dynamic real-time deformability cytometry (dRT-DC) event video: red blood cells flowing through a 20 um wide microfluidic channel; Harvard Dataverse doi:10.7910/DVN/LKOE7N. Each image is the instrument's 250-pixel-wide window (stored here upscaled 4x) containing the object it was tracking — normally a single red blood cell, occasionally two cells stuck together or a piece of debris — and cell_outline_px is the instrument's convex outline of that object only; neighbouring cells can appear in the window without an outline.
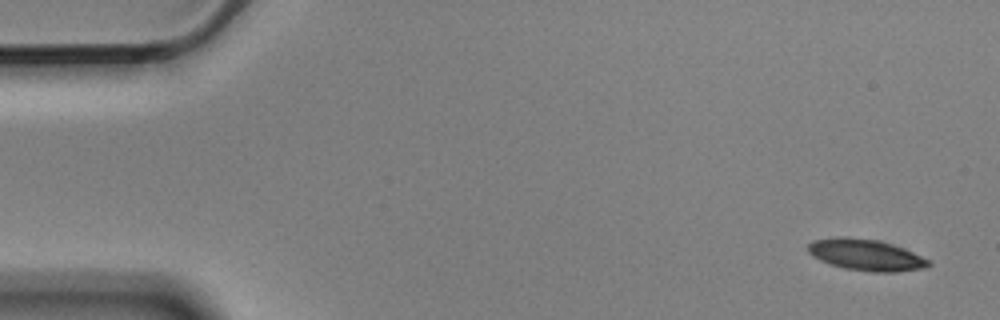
{"species": "Egyptian fruit bat (a non-hibernating species)", "species_latin": "Rousettus aegyptiacus", "temperature_condition": "cold", "stored_images_in_passage": 5, "camera_frame_rate_fps": 3000, "um_per_image_px": 0.085, "animal": {"sex": "male"}, "frame": {"image": 1, "passage_image": 1, "time_ms": 0.0, "image_size_px": [1000, 320], "cell_outline_px": [[932, 264], [928, 268], [896, 272], [872, 272], [844, 268], [820, 260], [812, 256], [808, 252], [808, 244], [812, 240], [876, 240], [892, 244], [904, 248], [932, 260]], "centroid_in_image_um": [73.74, 21.73], "position_along_channel_um": 11.3, "area_um2": 21.27}}
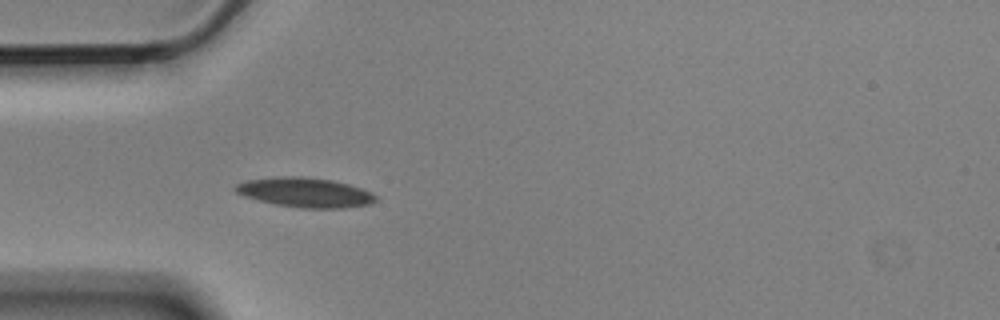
{"frame": {"image": 2, "passage_image": 5, "time_ms": 1.333, "image_size_px": [1000, 320], "cell_outline_px": [[376, 200], [368, 204], [344, 208], [300, 208], [276, 204], [244, 196], [236, 192], [232, 188], [236, 184], [248, 180], [276, 176], [304, 176], [332, 180], [348, 184], [372, 192], [376, 196]], "centroid_in_image_um": [25.92, 16.35], "position_along_channel_um": 59.1, "area_um2": 24.16}}